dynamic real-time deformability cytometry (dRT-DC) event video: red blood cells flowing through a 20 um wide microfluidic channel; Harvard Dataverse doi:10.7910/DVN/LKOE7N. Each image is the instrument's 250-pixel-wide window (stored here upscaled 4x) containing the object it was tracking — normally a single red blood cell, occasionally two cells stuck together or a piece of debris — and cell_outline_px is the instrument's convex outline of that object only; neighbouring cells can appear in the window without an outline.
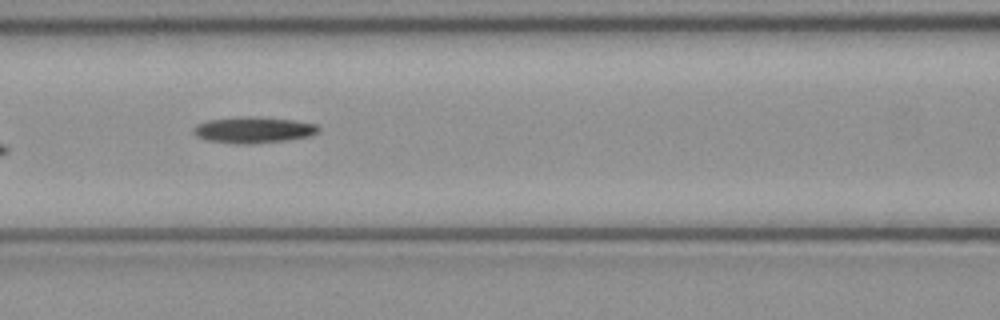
{"species": "common noctule bat (a hibernating species)", "species_latin": "Nyctalus noctula", "temperature_condition": "cold", "stored_images_in_passage": 8, "camera_frame_rate_fps": 3000, "um_per_image_px": 0.085, "animal": {"sex": "female", "body_mass_g": 21.9}, "frame": {"image": 1, "passage_image": 7, "time_ms": 2.0, "image_size_px": [1000, 320], "cell_outline_px": [[320, 128], [312, 136], [288, 140], [252, 144], [236, 144], [204, 140], [196, 136], [192, 132], [192, 128], [196, 124], [208, 120], [236, 116], [252, 116], [296, 120], [316, 124]], "centroid_in_image_um": [21.5, 11.04], "position_along_channel_um": 145.1, "area_um2": 19.54}}
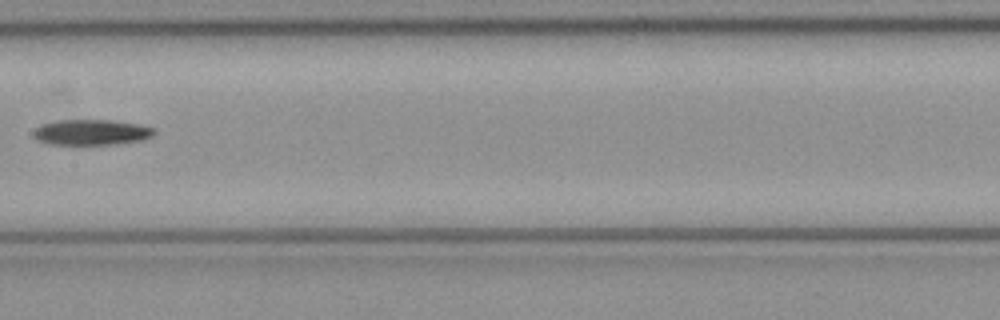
{"frame": {"image": 2, "passage_image": 8, "time_ms": 2.333, "image_size_px": [1000, 320], "cell_outline_px": [[156, 132], [152, 136], [144, 140], [116, 144], [48, 144], [36, 140], [32, 136], [32, 132], [40, 124], [56, 120], [112, 120], [136, 124], [152, 128]], "centroid_in_image_um": [7.71, 11.24], "position_along_channel_um": 199.7, "area_um2": 18.09}}